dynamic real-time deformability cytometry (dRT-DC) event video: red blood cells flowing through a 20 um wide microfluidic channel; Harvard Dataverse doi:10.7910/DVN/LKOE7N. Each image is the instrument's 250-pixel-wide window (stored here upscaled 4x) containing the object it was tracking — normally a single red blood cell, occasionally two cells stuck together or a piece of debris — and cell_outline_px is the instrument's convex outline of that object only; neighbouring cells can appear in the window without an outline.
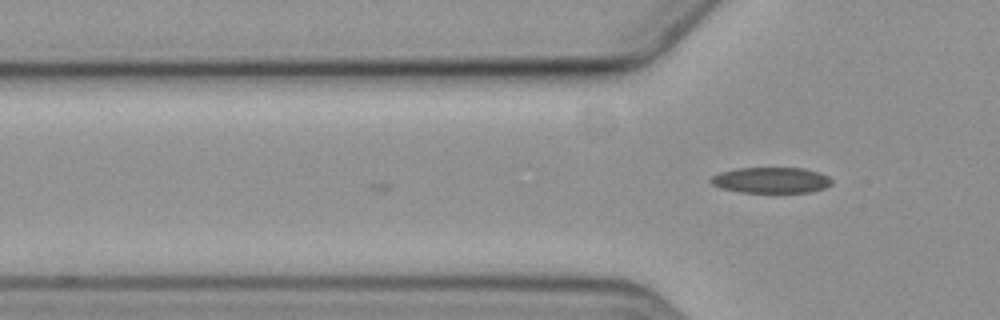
{"species": "common noctule bat (a hibernating species)", "species_latin": "Nyctalus noctula", "temperature_condition": "cold", "stored_images_in_passage": 4, "camera_frame_rate_fps": 3000, "um_per_image_px": 0.085, "animal": {"sex": "female", "body_mass_g": 19.3, "forearm_length_mm": 54.1}, "frame": {"image": 1, "passage_image": 4, "time_ms": 5.0, "image_size_px": [1000, 320], "cell_outline_px": [[832, 184], [824, 188], [812, 192], [740, 192], [724, 188], [712, 184], [708, 180], [712, 176], [720, 172], [736, 168], [804, 168], [828, 176], [832, 180]], "centroid_in_image_um": [65.54, 15.31], "position_along_channel_um": 60.3, "area_um2": 18.09}}